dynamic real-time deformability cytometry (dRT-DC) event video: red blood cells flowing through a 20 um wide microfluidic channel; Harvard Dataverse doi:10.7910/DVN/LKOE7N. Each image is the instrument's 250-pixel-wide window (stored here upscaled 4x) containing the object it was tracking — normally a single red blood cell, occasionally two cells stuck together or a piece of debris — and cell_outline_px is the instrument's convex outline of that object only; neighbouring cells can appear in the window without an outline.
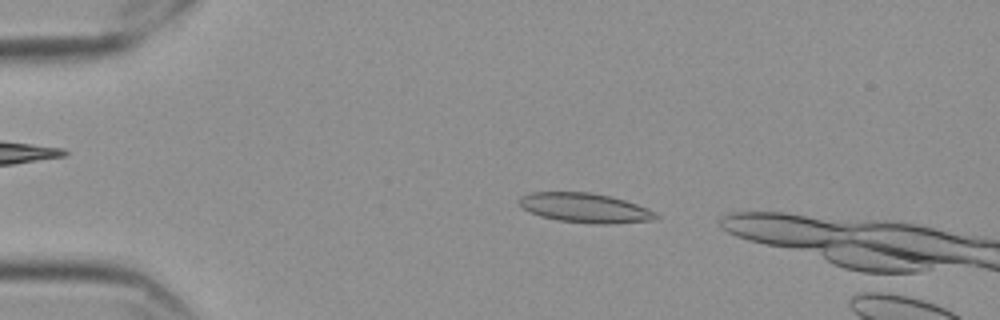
{"species": "Egyptian fruit bat (a non-hibernating species)", "species_latin": "Rousettus aegyptiacus", "temperature_condition": "cold", "stored_images_in_passage": 43, "camera_frame_rate_fps": 3000, "um_per_image_px": 0.085, "frame": {"image": 1, "passage_image": 5, "time_ms": 1.333, "image_size_px": [1000, 320], "cell_outline_px": [[660, 216], [656, 220], [608, 224], [592, 224], [560, 220], [540, 216], [524, 208], [516, 200], [520, 196], [528, 192], [588, 192], [608, 196], [624, 200], [648, 208], [656, 212]], "centroid_in_image_um": [49.74, 17.67], "position_along_channel_um": 35.3, "area_um2": 23.52}}
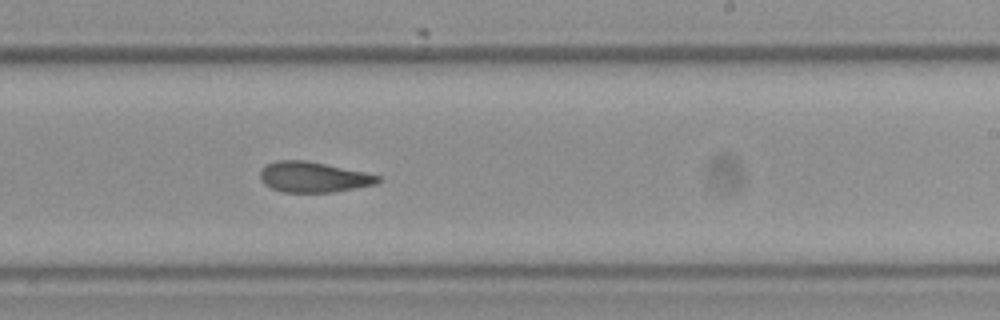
{"frame": {"image": 2, "passage_image": 28, "time_ms": 9.0, "image_size_px": [1000, 320], "cell_outline_px": [[380, 180], [376, 184], [356, 188], [332, 192], [284, 192], [272, 188], [264, 184], [260, 180], [260, 172], [264, 164], [276, 160], [304, 160], [364, 172], [380, 176]], "centroid_in_image_um": [26.59, 15.05], "position_along_channel_um": 262.4, "area_um2": 20.81}}
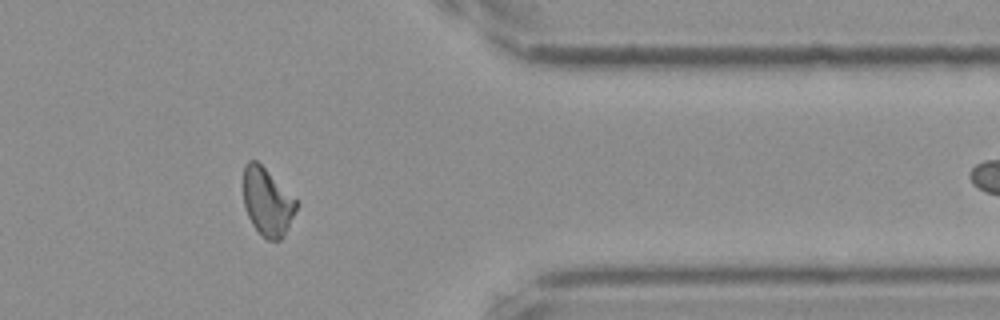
{"frame": {"image": 3, "passage_image": 40, "time_ms": 13.0, "image_size_px": [1000, 320], "cell_outline_px": [[300, 204], [284, 236], [280, 240], [268, 240], [252, 224], [248, 216], [244, 204], [244, 168], [248, 160], [256, 160]], "centroid_in_image_um": [22.73, 17.18], "position_along_channel_um": 388.7, "area_um2": 20.52}}